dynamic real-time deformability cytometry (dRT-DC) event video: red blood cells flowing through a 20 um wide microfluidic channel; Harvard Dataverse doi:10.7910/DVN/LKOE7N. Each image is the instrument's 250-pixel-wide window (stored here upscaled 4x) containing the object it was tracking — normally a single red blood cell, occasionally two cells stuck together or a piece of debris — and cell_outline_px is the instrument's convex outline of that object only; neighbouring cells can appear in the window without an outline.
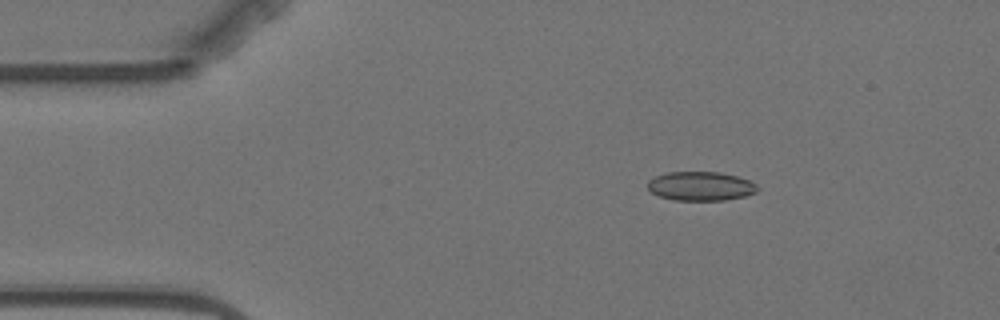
{"species": "Egyptian fruit bat (a non-hibernating species)", "species_latin": "Rousettus aegyptiacus", "temperature_condition": "warm", "stored_images_in_passage": 5, "camera_frame_rate_fps": 3000, "um_per_image_px": 0.085, "animal": {"sex": "female"}, "frame": {"image": 1, "passage_image": 3, "time_ms": 2.333, "image_size_px": [1000, 320], "cell_outline_px": [[760, 188], [756, 192], [744, 196], [724, 200], [676, 200], [660, 196], [652, 192], [648, 188], [648, 180], [656, 176], [668, 172], [720, 172], [736, 176], [748, 180], [756, 184]], "centroid_in_image_um": [59.57, 15.82], "position_along_channel_um": 25.4, "area_um2": 18.44}}